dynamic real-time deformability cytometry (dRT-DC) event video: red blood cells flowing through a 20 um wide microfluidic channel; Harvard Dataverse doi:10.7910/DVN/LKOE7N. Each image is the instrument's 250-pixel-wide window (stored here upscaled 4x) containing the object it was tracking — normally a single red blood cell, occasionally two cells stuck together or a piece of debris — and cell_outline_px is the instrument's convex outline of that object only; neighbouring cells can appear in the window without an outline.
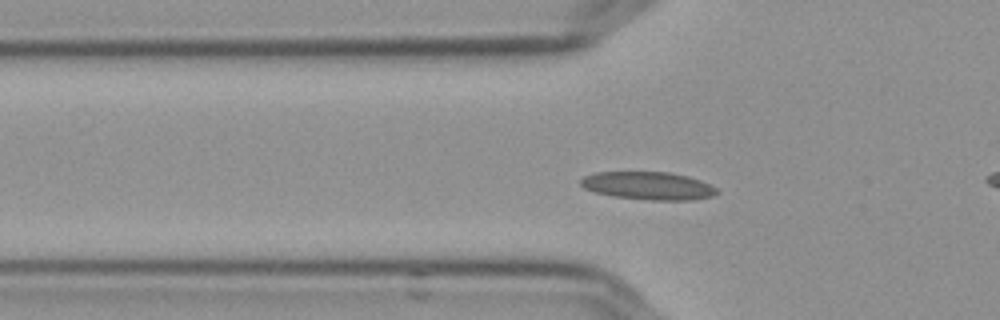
{"species": "Egyptian fruit bat (a non-hibernating species)", "species_latin": "Rousettus aegyptiacus", "temperature_condition": "cold", "stored_images_in_passage": 40, "camera_frame_rate_fps": 3000, "um_per_image_px": 0.085, "frame": {"image": 1, "passage_image": 14, "time_ms": 4.333, "image_size_px": [1000, 320], "cell_outline_px": [[720, 192], [712, 196], [692, 200], [648, 200], [612, 196], [592, 192], [584, 188], [580, 184], [580, 180], [584, 176], [596, 172], [668, 172], [688, 176], [700, 180], [716, 188]], "centroid_in_image_um": [55.07, 15.79], "position_along_channel_um": 70.7, "area_um2": 22.25}}
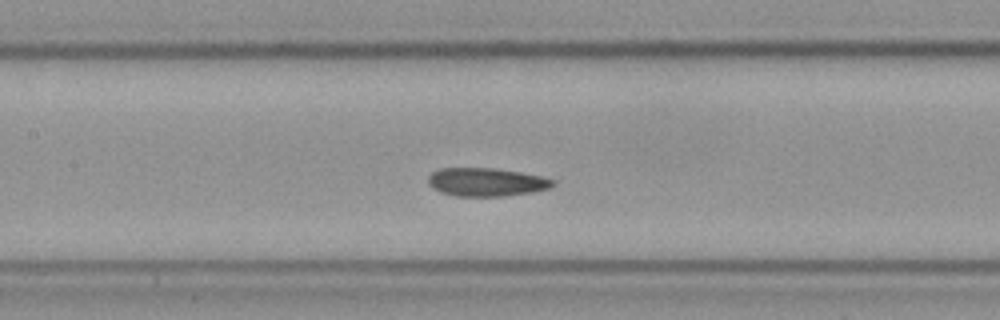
{"frame": {"image": 2, "passage_image": 22, "time_ms": 7.0, "image_size_px": [1000, 320], "cell_outline_px": [[556, 184], [548, 188], [532, 192], [504, 196], [456, 196], [440, 192], [432, 188], [428, 184], [428, 176], [432, 172], [440, 168], [492, 168], [520, 172], [540, 176], [552, 180]], "centroid_in_image_um": [41.28, 15.48], "position_along_channel_um": 166.1, "area_um2": 20.52}}
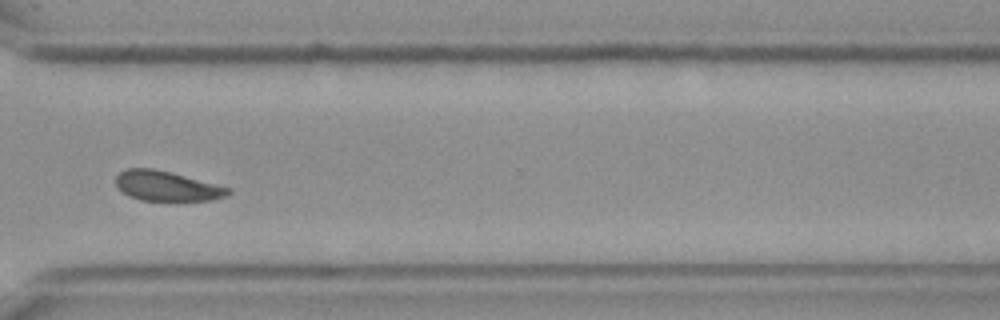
{"frame": {"image": 3, "passage_image": 38, "time_ms": 12.333, "image_size_px": [1000, 320], "cell_outline_px": [[232, 192], [228, 196], [212, 200], [176, 204], [140, 200], [128, 196], [116, 184], [116, 176], [120, 172], [128, 168], [152, 168], [232, 188]], "centroid_in_image_um": [14.24, 15.89], "position_along_channel_um": 356.4, "area_um2": 20.35}, "authors_computed_cell_mechanics": {"area_um2": 20.8947, "velocity_mm_per_s": 3.5781, "shape_relaxation_time_tau1_ms": 10.0864, "shape_relaxation_time_tau2_ms": 2.798, "deformation_change_tau1": 0.1347, "deformation_change_tau2": 0.0668}}